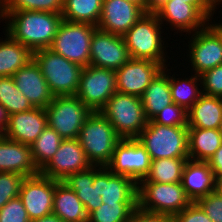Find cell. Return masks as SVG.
<instances>
[{
    "label": "cell",
    "mask_w": 222,
    "mask_h": 222,
    "mask_svg": "<svg viewBox=\"0 0 222 222\" xmlns=\"http://www.w3.org/2000/svg\"><path fill=\"white\" fill-rule=\"evenodd\" d=\"M33 59L39 65L54 97L76 95L82 66L70 62L49 48L33 52Z\"/></svg>",
    "instance_id": "obj_5"
},
{
    "label": "cell",
    "mask_w": 222,
    "mask_h": 222,
    "mask_svg": "<svg viewBox=\"0 0 222 222\" xmlns=\"http://www.w3.org/2000/svg\"><path fill=\"white\" fill-rule=\"evenodd\" d=\"M168 0H146V13L156 14Z\"/></svg>",
    "instance_id": "obj_45"
},
{
    "label": "cell",
    "mask_w": 222,
    "mask_h": 222,
    "mask_svg": "<svg viewBox=\"0 0 222 222\" xmlns=\"http://www.w3.org/2000/svg\"><path fill=\"white\" fill-rule=\"evenodd\" d=\"M31 222H63V221L57 215L52 213L50 215L33 220Z\"/></svg>",
    "instance_id": "obj_47"
},
{
    "label": "cell",
    "mask_w": 222,
    "mask_h": 222,
    "mask_svg": "<svg viewBox=\"0 0 222 222\" xmlns=\"http://www.w3.org/2000/svg\"><path fill=\"white\" fill-rule=\"evenodd\" d=\"M191 34H188L191 38L188 41L187 51L189 52L186 55L189 58L188 62L191 63L189 69L196 75H201L207 70L222 65L221 36L209 24Z\"/></svg>",
    "instance_id": "obj_13"
},
{
    "label": "cell",
    "mask_w": 222,
    "mask_h": 222,
    "mask_svg": "<svg viewBox=\"0 0 222 222\" xmlns=\"http://www.w3.org/2000/svg\"><path fill=\"white\" fill-rule=\"evenodd\" d=\"M53 214L63 222H88L85 206L77 197L76 192L62 181L55 180Z\"/></svg>",
    "instance_id": "obj_26"
},
{
    "label": "cell",
    "mask_w": 222,
    "mask_h": 222,
    "mask_svg": "<svg viewBox=\"0 0 222 222\" xmlns=\"http://www.w3.org/2000/svg\"><path fill=\"white\" fill-rule=\"evenodd\" d=\"M130 59L122 36L96 29L90 44V65L111 70L119 69Z\"/></svg>",
    "instance_id": "obj_17"
},
{
    "label": "cell",
    "mask_w": 222,
    "mask_h": 222,
    "mask_svg": "<svg viewBox=\"0 0 222 222\" xmlns=\"http://www.w3.org/2000/svg\"><path fill=\"white\" fill-rule=\"evenodd\" d=\"M189 158H162L151 160L148 175L140 182L181 183L182 172Z\"/></svg>",
    "instance_id": "obj_32"
},
{
    "label": "cell",
    "mask_w": 222,
    "mask_h": 222,
    "mask_svg": "<svg viewBox=\"0 0 222 222\" xmlns=\"http://www.w3.org/2000/svg\"><path fill=\"white\" fill-rule=\"evenodd\" d=\"M192 203L182 183L139 182L137 207L173 217Z\"/></svg>",
    "instance_id": "obj_7"
},
{
    "label": "cell",
    "mask_w": 222,
    "mask_h": 222,
    "mask_svg": "<svg viewBox=\"0 0 222 222\" xmlns=\"http://www.w3.org/2000/svg\"><path fill=\"white\" fill-rule=\"evenodd\" d=\"M96 26L63 20L49 49L83 68L90 65V44Z\"/></svg>",
    "instance_id": "obj_8"
},
{
    "label": "cell",
    "mask_w": 222,
    "mask_h": 222,
    "mask_svg": "<svg viewBox=\"0 0 222 222\" xmlns=\"http://www.w3.org/2000/svg\"><path fill=\"white\" fill-rule=\"evenodd\" d=\"M168 66L169 65L165 66L150 82V85L140 97L148 121L164 107L173 103L169 83V74L171 70L168 69Z\"/></svg>",
    "instance_id": "obj_25"
},
{
    "label": "cell",
    "mask_w": 222,
    "mask_h": 222,
    "mask_svg": "<svg viewBox=\"0 0 222 222\" xmlns=\"http://www.w3.org/2000/svg\"><path fill=\"white\" fill-rule=\"evenodd\" d=\"M54 192L55 179L40 173L23 179L19 197L30 221L53 213Z\"/></svg>",
    "instance_id": "obj_14"
},
{
    "label": "cell",
    "mask_w": 222,
    "mask_h": 222,
    "mask_svg": "<svg viewBox=\"0 0 222 222\" xmlns=\"http://www.w3.org/2000/svg\"><path fill=\"white\" fill-rule=\"evenodd\" d=\"M0 104L4 106L8 116L34 108L10 76L0 77Z\"/></svg>",
    "instance_id": "obj_34"
},
{
    "label": "cell",
    "mask_w": 222,
    "mask_h": 222,
    "mask_svg": "<svg viewBox=\"0 0 222 222\" xmlns=\"http://www.w3.org/2000/svg\"><path fill=\"white\" fill-rule=\"evenodd\" d=\"M214 175H222V145L207 162Z\"/></svg>",
    "instance_id": "obj_44"
},
{
    "label": "cell",
    "mask_w": 222,
    "mask_h": 222,
    "mask_svg": "<svg viewBox=\"0 0 222 222\" xmlns=\"http://www.w3.org/2000/svg\"><path fill=\"white\" fill-rule=\"evenodd\" d=\"M4 30L32 52L51 46L63 21L62 14L42 11H0Z\"/></svg>",
    "instance_id": "obj_1"
},
{
    "label": "cell",
    "mask_w": 222,
    "mask_h": 222,
    "mask_svg": "<svg viewBox=\"0 0 222 222\" xmlns=\"http://www.w3.org/2000/svg\"><path fill=\"white\" fill-rule=\"evenodd\" d=\"M100 113L111 123L122 139L137 138L148 122L141 99L117 91Z\"/></svg>",
    "instance_id": "obj_6"
},
{
    "label": "cell",
    "mask_w": 222,
    "mask_h": 222,
    "mask_svg": "<svg viewBox=\"0 0 222 222\" xmlns=\"http://www.w3.org/2000/svg\"><path fill=\"white\" fill-rule=\"evenodd\" d=\"M91 166L78 139H66L39 173L56 181H63L69 175L87 170Z\"/></svg>",
    "instance_id": "obj_15"
},
{
    "label": "cell",
    "mask_w": 222,
    "mask_h": 222,
    "mask_svg": "<svg viewBox=\"0 0 222 222\" xmlns=\"http://www.w3.org/2000/svg\"><path fill=\"white\" fill-rule=\"evenodd\" d=\"M151 166V159L145 147L136 138L121 139L106 166L115 175H124L137 184L144 179Z\"/></svg>",
    "instance_id": "obj_12"
},
{
    "label": "cell",
    "mask_w": 222,
    "mask_h": 222,
    "mask_svg": "<svg viewBox=\"0 0 222 222\" xmlns=\"http://www.w3.org/2000/svg\"><path fill=\"white\" fill-rule=\"evenodd\" d=\"M211 21V22H210ZM209 25L221 36L222 38V23H217L216 21L212 22V19L209 20Z\"/></svg>",
    "instance_id": "obj_49"
},
{
    "label": "cell",
    "mask_w": 222,
    "mask_h": 222,
    "mask_svg": "<svg viewBox=\"0 0 222 222\" xmlns=\"http://www.w3.org/2000/svg\"><path fill=\"white\" fill-rule=\"evenodd\" d=\"M47 125L46 110L34 107L24 112L9 115L7 126L2 135L31 146Z\"/></svg>",
    "instance_id": "obj_20"
},
{
    "label": "cell",
    "mask_w": 222,
    "mask_h": 222,
    "mask_svg": "<svg viewBox=\"0 0 222 222\" xmlns=\"http://www.w3.org/2000/svg\"><path fill=\"white\" fill-rule=\"evenodd\" d=\"M222 121V97L202 94L187 111V127L219 129Z\"/></svg>",
    "instance_id": "obj_24"
},
{
    "label": "cell",
    "mask_w": 222,
    "mask_h": 222,
    "mask_svg": "<svg viewBox=\"0 0 222 222\" xmlns=\"http://www.w3.org/2000/svg\"><path fill=\"white\" fill-rule=\"evenodd\" d=\"M0 222H31L19 196L0 209Z\"/></svg>",
    "instance_id": "obj_40"
},
{
    "label": "cell",
    "mask_w": 222,
    "mask_h": 222,
    "mask_svg": "<svg viewBox=\"0 0 222 222\" xmlns=\"http://www.w3.org/2000/svg\"><path fill=\"white\" fill-rule=\"evenodd\" d=\"M150 121L159 125L187 126V111L172 103L164 107Z\"/></svg>",
    "instance_id": "obj_37"
},
{
    "label": "cell",
    "mask_w": 222,
    "mask_h": 222,
    "mask_svg": "<svg viewBox=\"0 0 222 222\" xmlns=\"http://www.w3.org/2000/svg\"><path fill=\"white\" fill-rule=\"evenodd\" d=\"M219 131L221 132V135H222V121H221V124H220V127H219Z\"/></svg>",
    "instance_id": "obj_53"
},
{
    "label": "cell",
    "mask_w": 222,
    "mask_h": 222,
    "mask_svg": "<svg viewBox=\"0 0 222 222\" xmlns=\"http://www.w3.org/2000/svg\"><path fill=\"white\" fill-rule=\"evenodd\" d=\"M126 1L141 7L146 12V0H126Z\"/></svg>",
    "instance_id": "obj_50"
},
{
    "label": "cell",
    "mask_w": 222,
    "mask_h": 222,
    "mask_svg": "<svg viewBox=\"0 0 222 222\" xmlns=\"http://www.w3.org/2000/svg\"><path fill=\"white\" fill-rule=\"evenodd\" d=\"M221 145L219 129L188 128L189 160L208 162Z\"/></svg>",
    "instance_id": "obj_27"
},
{
    "label": "cell",
    "mask_w": 222,
    "mask_h": 222,
    "mask_svg": "<svg viewBox=\"0 0 222 222\" xmlns=\"http://www.w3.org/2000/svg\"><path fill=\"white\" fill-rule=\"evenodd\" d=\"M215 11L209 4H187L168 0L156 13V16L164 28L169 24L171 31L177 30L174 33L187 32V35L205 28L209 24V20L213 18ZM164 24L166 25L164 26Z\"/></svg>",
    "instance_id": "obj_10"
},
{
    "label": "cell",
    "mask_w": 222,
    "mask_h": 222,
    "mask_svg": "<svg viewBox=\"0 0 222 222\" xmlns=\"http://www.w3.org/2000/svg\"><path fill=\"white\" fill-rule=\"evenodd\" d=\"M196 203L212 222H222V196L213 191L198 199Z\"/></svg>",
    "instance_id": "obj_41"
},
{
    "label": "cell",
    "mask_w": 222,
    "mask_h": 222,
    "mask_svg": "<svg viewBox=\"0 0 222 222\" xmlns=\"http://www.w3.org/2000/svg\"><path fill=\"white\" fill-rule=\"evenodd\" d=\"M64 0H0V11H42L62 14Z\"/></svg>",
    "instance_id": "obj_36"
},
{
    "label": "cell",
    "mask_w": 222,
    "mask_h": 222,
    "mask_svg": "<svg viewBox=\"0 0 222 222\" xmlns=\"http://www.w3.org/2000/svg\"><path fill=\"white\" fill-rule=\"evenodd\" d=\"M162 27L156 14H144L122 36L130 58L151 60L161 63L164 67L169 65L166 51L169 46L165 44V37L162 36L164 35Z\"/></svg>",
    "instance_id": "obj_2"
},
{
    "label": "cell",
    "mask_w": 222,
    "mask_h": 222,
    "mask_svg": "<svg viewBox=\"0 0 222 222\" xmlns=\"http://www.w3.org/2000/svg\"><path fill=\"white\" fill-rule=\"evenodd\" d=\"M179 2H184L187 4H208L206 0H174Z\"/></svg>",
    "instance_id": "obj_51"
},
{
    "label": "cell",
    "mask_w": 222,
    "mask_h": 222,
    "mask_svg": "<svg viewBox=\"0 0 222 222\" xmlns=\"http://www.w3.org/2000/svg\"><path fill=\"white\" fill-rule=\"evenodd\" d=\"M25 177L12 172H0V209L11 199L19 196Z\"/></svg>",
    "instance_id": "obj_38"
},
{
    "label": "cell",
    "mask_w": 222,
    "mask_h": 222,
    "mask_svg": "<svg viewBox=\"0 0 222 222\" xmlns=\"http://www.w3.org/2000/svg\"><path fill=\"white\" fill-rule=\"evenodd\" d=\"M16 87L33 107L45 109L54 99L39 65L32 59L12 76Z\"/></svg>",
    "instance_id": "obj_21"
},
{
    "label": "cell",
    "mask_w": 222,
    "mask_h": 222,
    "mask_svg": "<svg viewBox=\"0 0 222 222\" xmlns=\"http://www.w3.org/2000/svg\"><path fill=\"white\" fill-rule=\"evenodd\" d=\"M137 203L102 204L88 215V222H127Z\"/></svg>",
    "instance_id": "obj_35"
},
{
    "label": "cell",
    "mask_w": 222,
    "mask_h": 222,
    "mask_svg": "<svg viewBox=\"0 0 222 222\" xmlns=\"http://www.w3.org/2000/svg\"><path fill=\"white\" fill-rule=\"evenodd\" d=\"M218 195L222 196V175H215V190Z\"/></svg>",
    "instance_id": "obj_48"
},
{
    "label": "cell",
    "mask_w": 222,
    "mask_h": 222,
    "mask_svg": "<svg viewBox=\"0 0 222 222\" xmlns=\"http://www.w3.org/2000/svg\"><path fill=\"white\" fill-rule=\"evenodd\" d=\"M32 59L33 52L5 32L4 40L0 39V77H12Z\"/></svg>",
    "instance_id": "obj_29"
},
{
    "label": "cell",
    "mask_w": 222,
    "mask_h": 222,
    "mask_svg": "<svg viewBox=\"0 0 222 222\" xmlns=\"http://www.w3.org/2000/svg\"><path fill=\"white\" fill-rule=\"evenodd\" d=\"M77 139L92 166L106 167L122 138L100 111H94L86 118Z\"/></svg>",
    "instance_id": "obj_3"
},
{
    "label": "cell",
    "mask_w": 222,
    "mask_h": 222,
    "mask_svg": "<svg viewBox=\"0 0 222 222\" xmlns=\"http://www.w3.org/2000/svg\"><path fill=\"white\" fill-rule=\"evenodd\" d=\"M127 222H172V217L165 214L143 211L137 207Z\"/></svg>",
    "instance_id": "obj_43"
},
{
    "label": "cell",
    "mask_w": 222,
    "mask_h": 222,
    "mask_svg": "<svg viewBox=\"0 0 222 222\" xmlns=\"http://www.w3.org/2000/svg\"><path fill=\"white\" fill-rule=\"evenodd\" d=\"M136 139L145 147L151 160L189 158L187 126L159 125L148 121Z\"/></svg>",
    "instance_id": "obj_4"
},
{
    "label": "cell",
    "mask_w": 222,
    "mask_h": 222,
    "mask_svg": "<svg viewBox=\"0 0 222 222\" xmlns=\"http://www.w3.org/2000/svg\"><path fill=\"white\" fill-rule=\"evenodd\" d=\"M102 202L137 203L138 184L130 177L115 175L107 167L94 166V183Z\"/></svg>",
    "instance_id": "obj_18"
},
{
    "label": "cell",
    "mask_w": 222,
    "mask_h": 222,
    "mask_svg": "<svg viewBox=\"0 0 222 222\" xmlns=\"http://www.w3.org/2000/svg\"><path fill=\"white\" fill-rule=\"evenodd\" d=\"M0 172H12L24 177L39 174L32 158L31 146L0 134Z\"/></svg>",
    "instance_id": "obj_22"
},
{
    "label": "cell",
    "mask_w": 222,
    "mask_h": 222,
    "mask_svg": "<svg viewBox=\"0 0 222 222\" xmlns=\"http://www.w3.org/2000/svg\"><path fill=\"white\" fill-rule=\"evenodd\" d=\"M199 76L203 94L222 97V65L207 70Z\"/></svg>",
    "instance_id": "obj_39"
},
{
    "label": "cell",
    "mask_w": 222,
    "mask_h": 222,
    "mask_svg": "<svg viewBox=\"0 0 222 222\" xmlns=\"http://www.w3.org/2000/svg\"><path fill=\"white\" fill-rule=\"evenodd\" d=\"M164 69L161 63L130 58L116 70L117 92L137 97L145 92L150 82Z\"/></svg>",
    "instance_id": "obj_16"
},
{
    "label": "cell",
    "mask_w": 222,
    "mask_h": 222,
    "mask_svg": "<svg viewBox=\"0 0 222 222\" xmlns=\"http://www.w3.org/2000/svg\"><path fill=\"white\" fill-rule=\"evenodd\" d=\"M182 186L192 202L215 190V175L207 162L188 160L182 172Z\"/></svg>",
    "instance_id": "obj_23"
},
{
    "label": "cell",
    "mask_w": 222,
    "mask_h": 222,
    "mask_svg": "<svg viewBox=\"0 0 222 222\" xmlns=\"http://www.w3.org/2000/svg\"><path fill=\"white\" fill-rule=\"evenodd\" d=\"M169 83L173 103L183 107L186 111H188L203 94L200 76L193 74V72L191 77H186L185 75L184 79L180 77L176 78L175 73L172 76L169 75Z\"/></svg>",
    "instance_id": "obj_30"
},
{
    "label": "cell",
    "mask_w": 222,
    "mask_h": 222,
    "mask_svg": "<svg viewBox=\"0 0 222 222\" xmlns=\"http://www.w3.org/2000/svg\"><path fill=\"white\" fill-rule=\"evenodd\" d=\"M7 122H8V114L4 106L0 104V134H2L5 131Z\"/></svg>",
    "instance_id": "obj_46"
},
{
    "label": "cell",
    "mask_w": 222,
    "mask_h": 222,
    "mask_svg": "<svg viewBox=\"0 0 222 222\" xmlns=\"http://www.w3.org/2000/svg\"><path fill=\"white\" fill-rule=\"evenodd\" d=\"M103 0H64L62 18L73 23L98 26Z\"/></svg>",
    "instance_id": "obj_31"
},
{
    "label": "cell",
    "mask_w": 222,
    "mask_h": 222,
    "mask_svg": "<svg viewBox=\"0 0 222 222\" xmlns=\"http://www.w3.org/2000/svg\"><path fill=\"white\" fill-rule=\"evenodd\" d=\"M207 3L215 10L217 9V5L222 3V0H206Z\"/></svg>",
    "instance_id": "obj_52"
},
{
    "label": "cell",
    "mask_w": 222,
    "mask_h": 222,
    "mask_svg": "<svg viewBox=\"0 0 222 222\" xmlns=\"http://www.w3.org/2000/svg\"><path fill=\"white\" fill-rule=\"evenodd\" d=\"M146 12L126 0H103L97 28L123 36Z\"/></svg>",
    "instance_id": "obj_19"
},
{
    "label": "cell",
    "mask_w": 222,
    "mask_h": 222,
    "mask_svg": "<svg viewBox=\"0 0 222 222\" xmlns=\"http://www.w3.org/2000/svg\"><path fill=\"white\" fill-rule=\"evenodd\" d=\"M48 126L64 139H77L92 111L77 95L55 96L45 108Z\"/></svg>",
    "instance_id": "obj_9"
},
{
    "label": "cell",
    "mask_w": 222,
    "mask_h": 222,
    "mask_svg": "<svg viewBox=\"0 0 222 222\" xmlns=\"http://www.w3.org/2000/svg\"><path fill=\"white\" fill-rule=\"evenodd\" d=\"M172 222H212V221L208 218V216L204 213V211L196 202H192L181 212L175 214L172 217Z\"/></svg>",
    "instance_id": "obj_42"
},
{
    "label": "cell",
    "mask_w": 222,
    "mask_h": 222,
    "mask_svg": "<svg viewBox=\"0 0 222 222\" xmlns=\"http://www.w3.org/2000/svg\"><path fill=\"white\" fill-rule=\"evenodd\" d=\"M116 91V70L91 65L83 68L76 95L92 112L100 111Z\"/></svg>",
    "instance_id": "obj_11"
},
{
    "label": "cell",
    "mask_w": 222,
    "mask_h": 222,
    "mask_svg": "<svg viewBox=\"0 0 222 222\" xmlns=\"http://www.w3.org/2000/svg\"><path fill=\"white\" fill-rule=\"evenodd\" d=\"M64 139L48 125L31 145L34 164L40 171L57 152Z\"/></svg>",
    "instance_id": "obj_33"
},
{
    "label": "cell",
    "mask_w": 222,
    "mask_h": 222,
    "mask_svg": "<svg viewBox=\"0 0 222 222\" xmlns=\"http://www.w3.org/2000/svg\"><path fill=\"white\" fill-rule=\"evenodd\" d=\"M62 182L76 192L88 215L103 204L102 197L97 191V185H93L94 166L69 175Z\"/></svg>",
    "instance_id": "obj_28"
}]
</instances>
